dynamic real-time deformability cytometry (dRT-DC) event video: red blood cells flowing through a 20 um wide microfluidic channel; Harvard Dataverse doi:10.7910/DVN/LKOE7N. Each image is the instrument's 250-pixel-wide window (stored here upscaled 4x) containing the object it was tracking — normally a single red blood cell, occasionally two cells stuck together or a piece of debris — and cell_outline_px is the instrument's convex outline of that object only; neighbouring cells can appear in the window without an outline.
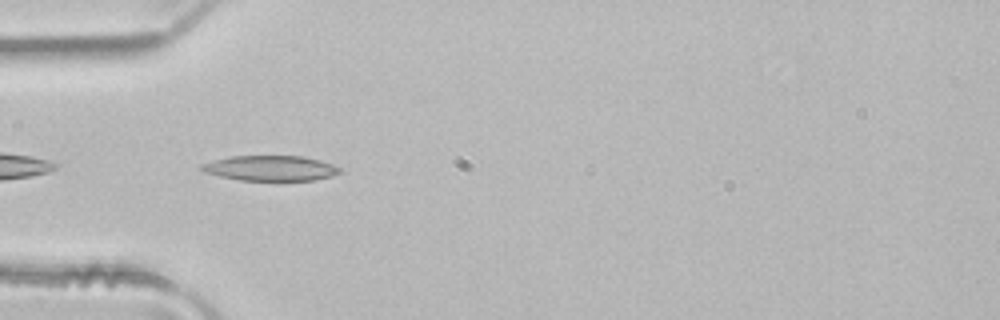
{"species": "common noctule bat (a hibernating species)", "species_latin": "Nyctalus noctula", "temperature_condition": "room temperature", "stored_images_in_passage": 3, "camera_frame_rate_fps": 3000, "um_per_image_px": 0.085, "animal": {"sex": "male", "body_mass_g": 21.5, "forearm_length_mm": 52.0}, "frame": {"image": 1, "passage_image": 2, "time_ms": 0.333, "image_size_px": [1000, 320], "cell_outline_px": [[344, 172], [332, 176], [312, 180], [240, 180], [220, 176], [204, 172], [200, 168], [200, 164], [212, 160], [228, 156], [304, 156], [320, 160], [332, 164], [340, 168]], "centroid_in_image_um": [22.99, 14.29], "position_along_channel_um": 62.0, "area_um2": 20.4}}
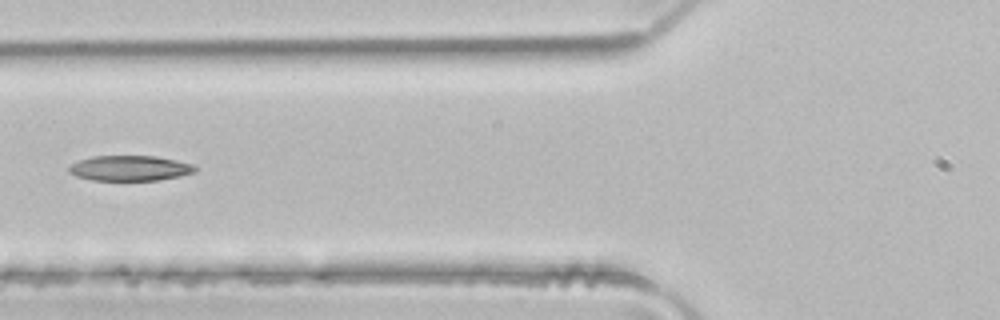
{"frame": {"image": 2, "passage_image": 3, "time_ms": 0.667, "image_size_px": [1000, 320], "cell_outline_px": [[196, 172], [180, 176], [160, 180], [92, 180], [76, 176], [68, 172], [68, 168], [72, 164], [80, 160], [92, 156], [156, 156], [176, 160], [192, 164], [196, 168]], "centroid_in_image_um": [11.04, 14.3], "position_along_channel_um": 114.8, "area_um2": 18.55}}